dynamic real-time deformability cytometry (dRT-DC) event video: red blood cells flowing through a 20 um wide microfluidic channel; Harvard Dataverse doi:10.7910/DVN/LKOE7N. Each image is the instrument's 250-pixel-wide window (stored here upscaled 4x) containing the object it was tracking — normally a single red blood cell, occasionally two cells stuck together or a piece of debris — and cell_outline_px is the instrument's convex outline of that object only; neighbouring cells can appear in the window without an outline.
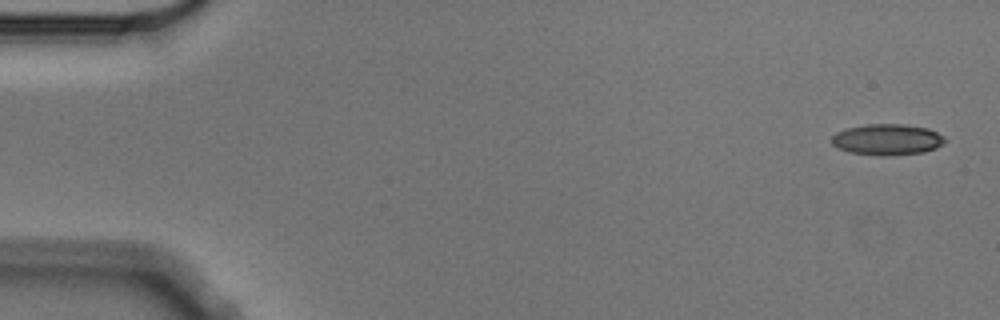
{"species": "Egyptian fruit bat (a non-hibernating species)", "species_latin": "Rousettus aegyptiacus", "temperature_condition": "cold", "stored_images_in_passage": 4, "camera_frame_rate_fps": 3000, "um_per_image_px": 0.085, "animal": {"sex": "male"}, "frame": {"image": 1, "passage_image": 1, "time_ms": 0.0, "image_size_px": [1000, 320], "cell_outline_px": [[948, 140], [944, 144], [936, 148], [924, 152], [848, 152], [836, 148], [832, 144], [832, 136], [836, 132], [848, 128], [868, 124], [904, 124], [928, 128], [944, 136]], "centroid_in_image_um": [75.44, 11.8], "position_along_channel_um": 9.6, "area_um2": 19.54}}
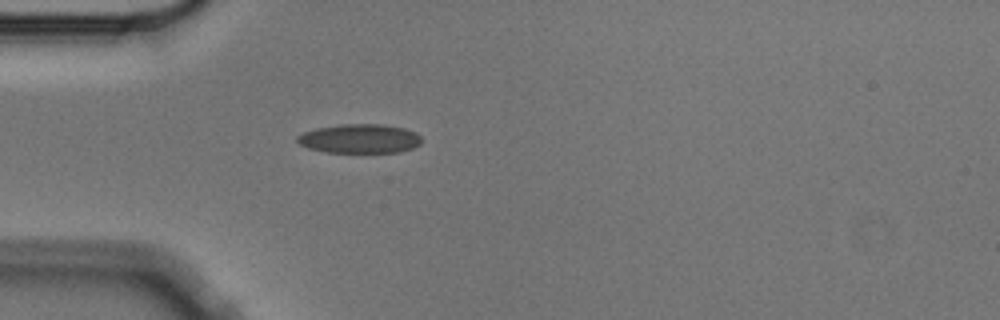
{"frame": {"image": 2, "passage_image": 4, "time_ms": 1.0, "image_size_px": [1000, 320], "cell_outline_px": [[420, 144], [412, 148], [400, 152], [328, 152], [308, 148], [300, 144], [296, 140], [296, 136], [304, 132], [316, 128], [340, 124], [384, 124], [404, 128], [416, 132], [420, 136]], "centroid_in_image_um": [30.57, 11.77], "position_along_channel_um": 54.4, "area_um2": 21.1}}